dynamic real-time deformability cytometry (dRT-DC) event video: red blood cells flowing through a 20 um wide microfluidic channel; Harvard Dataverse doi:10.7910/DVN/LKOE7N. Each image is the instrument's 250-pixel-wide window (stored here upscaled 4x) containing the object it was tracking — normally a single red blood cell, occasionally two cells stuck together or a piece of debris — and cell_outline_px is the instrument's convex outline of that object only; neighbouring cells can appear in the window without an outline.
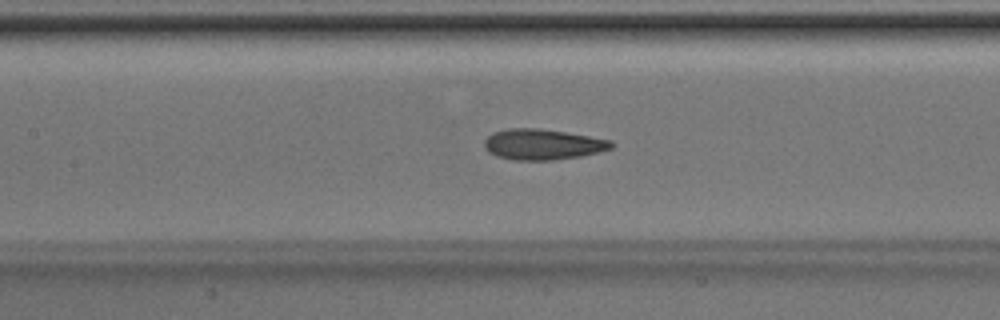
{"species": "Egyptian fruit bat (a non-hibernating species)", "species_latin": "Rousettus aegyptiacus", "temperature_condition": "room temperature", "stored_images_in_passage": 38, "camera_frame_rate_fps": 3000, "um_per_image_px": 0.085, "animal": {"sex": "male"}, "frame": {"image": 1, "passage_image": 22, "time_ms": 7.0, "image_size_px": [1000, 320], "cell_outline_px": [[616, 144], [612, 148], [600, 152], [580, 156], [552, 160], [512, 160], [496, 156], [488, 152], [484, 148], [484, 140], [492, 132], [508, 128], [540, 128], [612, 140]], "centroid_in_image_um": [46.11, 12.27], "position_along_channel_um": 161.3, "area_um2": 22.89}}